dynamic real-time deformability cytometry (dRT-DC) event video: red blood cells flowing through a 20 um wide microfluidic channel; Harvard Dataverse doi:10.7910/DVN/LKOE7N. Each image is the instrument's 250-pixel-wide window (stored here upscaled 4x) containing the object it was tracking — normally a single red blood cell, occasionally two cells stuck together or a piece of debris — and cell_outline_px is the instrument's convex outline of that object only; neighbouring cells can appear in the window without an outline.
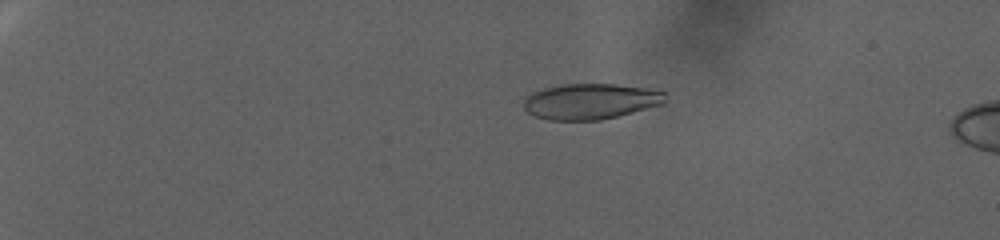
{"species": "human", "species_latin": "Homo sapiens", "temperature_condition": "warm", "stored_images_in_passage": 36, "camera_frame_rate_fps": 3000, "um_per_image_px": 0.085, "donor": {"sex": "female"}, "frame": {"image": 1, "passage_image": 26, "time_ms": 8.333, "image_size_px": [1000, 240], "cell_outline_px": [[664, 104], [600, 120], [548, 120], [536, 116], [528, 112], [524, 108], [524, 100], [532, 92], [544, 88], [560, 84], [616, 84], [644, 88], [664, 92]], "centroid_in_image_um": [50.16, 8.61], "position_along_channel_um": 34.8, "area_um2": 29.19}}